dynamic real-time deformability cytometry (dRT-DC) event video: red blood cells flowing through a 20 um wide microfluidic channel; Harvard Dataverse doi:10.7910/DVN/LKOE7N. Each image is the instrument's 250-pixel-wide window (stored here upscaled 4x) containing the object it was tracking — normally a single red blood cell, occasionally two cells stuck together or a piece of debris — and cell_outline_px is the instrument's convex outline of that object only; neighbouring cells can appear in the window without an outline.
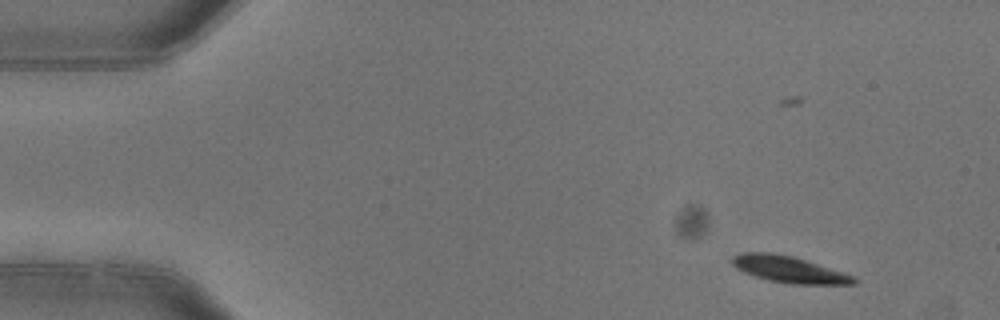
{"species": "common noctule bat (a hibernating species)", "species_latin": "Nyctalus noctula", "temperature_condition": "warm", "stored_images_in_passage": 5, "camera_frame_rate_fps": 3000, "um_per_image_px": 0.085, "animal": {"sex": "female"}, "frame": {"image": 1, "passage_image": 1, "time_ms": 0.0, "image_size_px": [1000, 320], "cell_outline_px": [[856, 284], [788, 284], [768, 280], [744, 272], [736, 268], [732, 264], [732, 256], [740, 252], [772, 252], [792, 256], [856, 276]], "centroid_in_image_um": [67.05, 22.89], "position_along_channel_um": 18.0, "area_um2": 18.79}}
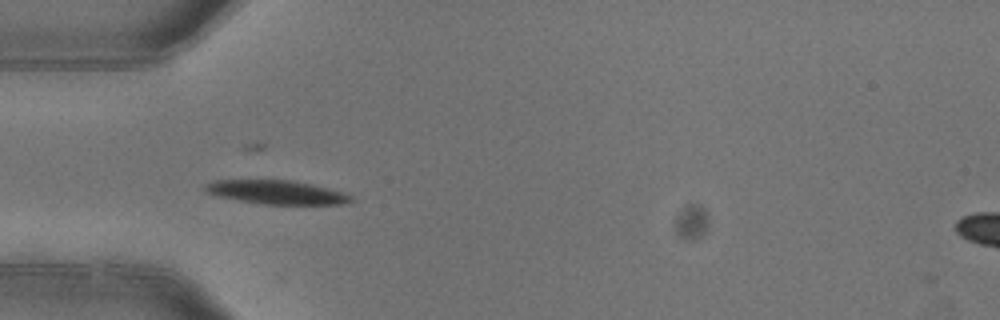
{"frame": {"image": 2, "passage_image": 4, "time_ms": 1.0, "image_size_px": [1000, 320], "cell_outline_px": [[356, 200], [348, 204], [260, 204], [216, 196], [208, 192], [204, 188], [204, 184], [212, 180], [292, 180], [328, 188], [344, 192], [352, 196]], "centroid_in_image_um": [23.53, 16.34], "position_along_channel_um": 61.5, "area_um2": 20.35}}